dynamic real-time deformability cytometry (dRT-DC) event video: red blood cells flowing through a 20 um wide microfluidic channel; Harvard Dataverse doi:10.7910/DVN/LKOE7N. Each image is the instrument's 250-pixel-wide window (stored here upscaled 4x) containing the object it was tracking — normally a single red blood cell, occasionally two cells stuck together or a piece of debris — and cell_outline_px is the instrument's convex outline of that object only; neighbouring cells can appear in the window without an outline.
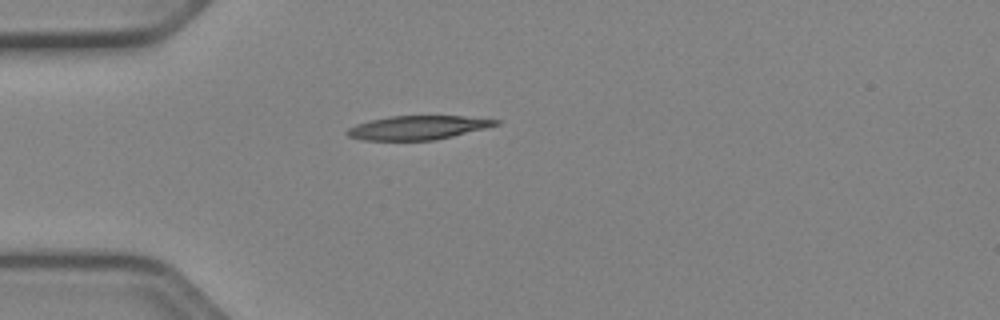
{"species": "Egyptian fruit bat (a non-hibernating species)", "species_latin": "Rousettus aegyptiacus", "temperature_condition": "cold", "stored_images_in_passage": 38, "camera_frame_rate_fps": 3000, "um_per_image_px": 0.085, "animal": {"sex": "female"}, "frame": {"image": 1, "passage_image": 1, "time_ms": 0.0, "image_size_px": [1000, 320], "cell_outline_px": [[500, 124], [436, 140], [360, 140], [348, 136], [344, 132], [348, 128], [356, 124], [372, 120], [392, 116], [464, 116], [500, 120]], "centroid_in_image_um": [35.48, 10.85], "position_along_channel_um": 49.5, "area_um2": 20.52}}
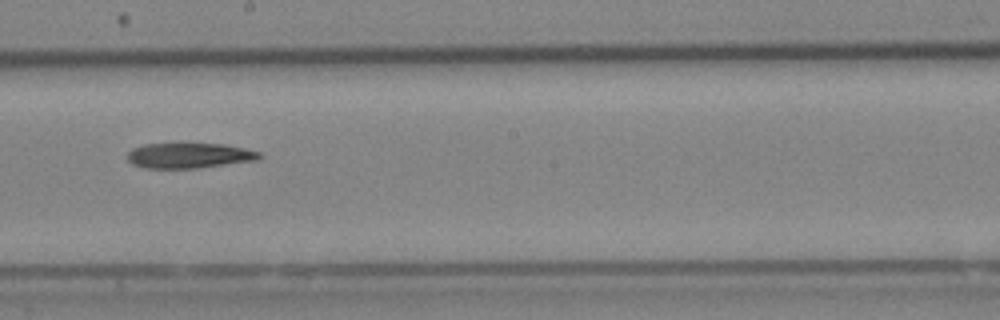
{"frame": {"image": 2, "passage_image": 16, "time_ms": 5.0, "image_size_px": [1000, 320], "cell_outline_px": [[264, 156], [256, 160], [200, 168], [144, 168], [132, 164], [128, 160], [128, 152], [132, 148], [144, 144], [224, 144], [244, 148], [260, 152]], "centroid_in_image_um": [16.09, 13.23], "position_along_channel_um": 232.1, "area_um2": 19.42}}
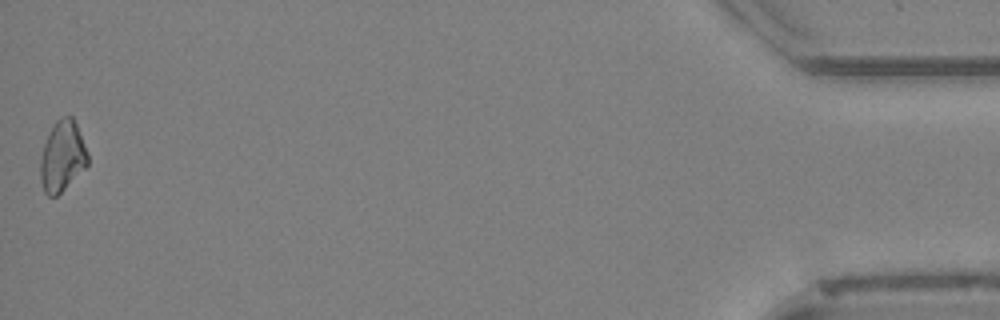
{"frame": {"image": 3, "passage_image": 38, "time_ms": 12.333, "image_size_px": [1000, 320], "cell_outline_px": [[88, 164], [56, 196], [48, 196], [44, 192], [40, 180], [40, 160], [44, 144], [56, 120], [60, 116], [72, 116], [76, 124], [88, 152]], "centroid_in_image_um": [5.29, 13.27], "position_along_channel_um": 429.9, "area_um2": 19.19}}